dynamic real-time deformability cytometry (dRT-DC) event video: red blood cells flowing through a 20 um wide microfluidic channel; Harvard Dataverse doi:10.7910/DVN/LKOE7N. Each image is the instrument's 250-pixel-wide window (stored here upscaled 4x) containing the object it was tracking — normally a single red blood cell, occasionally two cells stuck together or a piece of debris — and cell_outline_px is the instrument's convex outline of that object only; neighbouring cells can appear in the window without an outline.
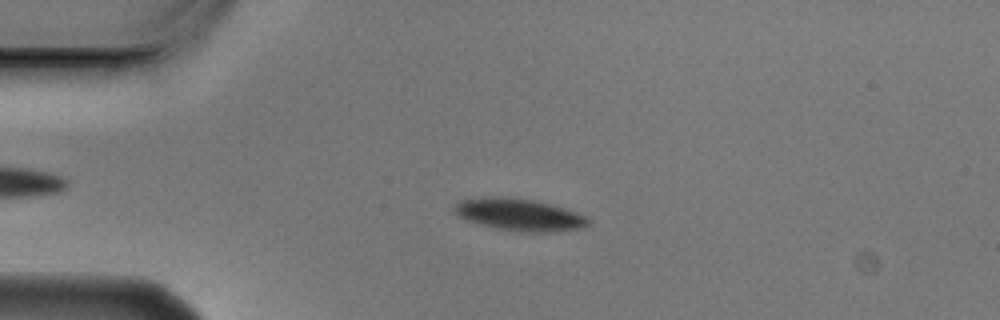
{"species": "Egyptian fruit bat (a non-hibernating species)", "species_latin": "Rousettus aegyptiacus", "temperature_condition": "cold", "stored_images_in_passage": 4, "camera_frame_rate_fps": 3000, "um_per_image_px": 0.085, "animal": {"sex": "male"}, "frame": {"image": 1, "passage_image": 3, "time_ms": 0.667, "image_size_px": [1000, 320], "cell_outline_px": [[592, 220], [588, 224], [580, 228], [548, 232], [528, 232], [496, 228], [480, 224], [468, 220], [452, 212], [452, 208], [460, 200], [492, 196], [532, 200], [564, 208], [584, 216]], "centroid_in_image_um": [44.1, 18.25], "position_along_channel_um": 40.9, "area_um2": 24.51}}